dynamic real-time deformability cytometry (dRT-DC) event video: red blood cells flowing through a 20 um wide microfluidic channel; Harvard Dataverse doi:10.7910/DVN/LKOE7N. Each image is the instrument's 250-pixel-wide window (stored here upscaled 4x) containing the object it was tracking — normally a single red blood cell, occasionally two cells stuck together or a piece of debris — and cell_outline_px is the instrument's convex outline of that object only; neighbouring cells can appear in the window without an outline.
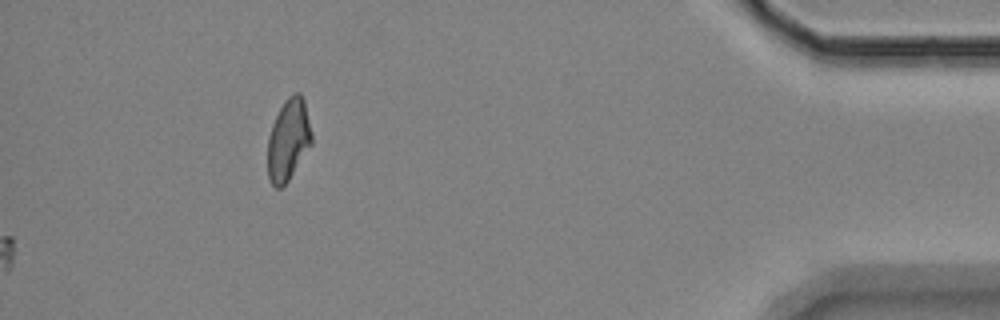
{"species": "Egyptian fruit bat (a non-hibernating species)", "species_latin": "Rousettus aegyptiacus", "temperature_condition": "room temperature", "stored_images_in_passage": 52, "camera_frame_rate_fps": 3000, "um_per_image_px": 0.085, "animal": {"sex": "female"}, "frame": {"image": 1, "passage_image": 52, "time_ms": 17.0, "image_size_px": [1000, 320], "cell_outline_px": [[312, 144], [288, 180], [280, 188], [276, 188], [272, 184], [268, 176], [268, 136], [272, 124], [284, 100], [292, 92], [300, 92], [304, 100], [312, 132]], "centroid_in_image_um": [24.52, 11.85], "position_along_channel_um": 410.7, "area_um2": 20.92}}